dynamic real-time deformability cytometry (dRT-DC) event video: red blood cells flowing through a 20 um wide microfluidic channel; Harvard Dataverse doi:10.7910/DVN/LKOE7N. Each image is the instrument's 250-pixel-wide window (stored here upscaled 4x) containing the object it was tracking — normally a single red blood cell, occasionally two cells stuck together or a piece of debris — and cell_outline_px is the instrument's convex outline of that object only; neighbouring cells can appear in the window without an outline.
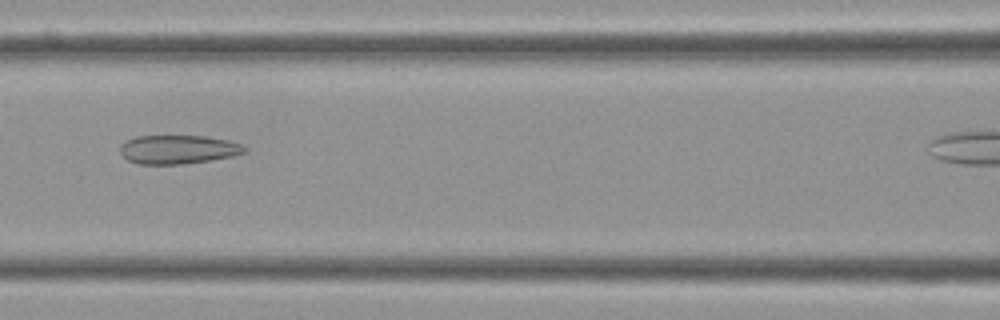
{"species": "Egyptian fruit bat (a non-hibernating species)", "species_latin": "Rousettus aegyptiacus", "temperature_condition": "cold", "stored_images_in_passage": 42, "camera_frame_rate_fps": 3000, "um_per_image_px": 0.085, "frame": {"image": 1, "passage_image": 20, "time_ms": 6.333, "image_size_px": [1000, 320], "cell_outline_px": [[248, 152], [232, 156], [208, 160], [180, 164], [140, 164], [128, 160], [120, 152], [120, 144], [136, 136], [204, 136], [228, 140], [240, 144], [248, 148]], "centroid_in_image_um": [15.15, 12.7], "position_along_channel_um": 151.4, "area_um2": 20.75}}
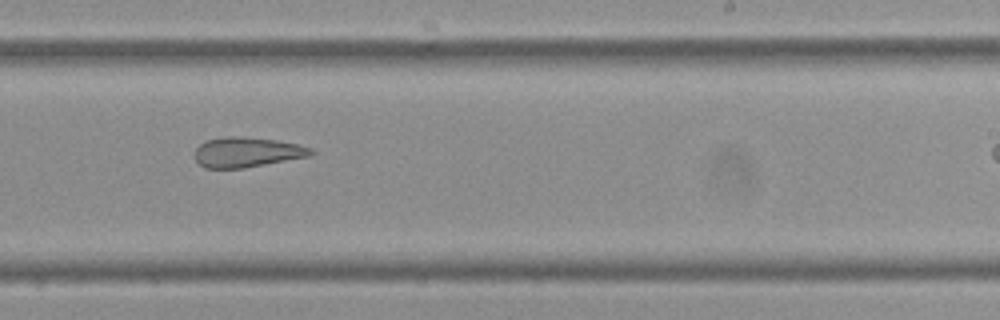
{"frame": {"image": 2, "passage_image": 30, "time_ms": 9.667, "image_size_px": [1000, 320], "cell_outline_px": [[316, 152], [312, 156], [244, 168], [204, 168], [196, 160], [196, 148], [200, 144], [208, 140], [224, 136], [244, 136], [276, 140], [296, 144], [312, 148]], "centroid_in_image_um": [21.03, 12.93], "position_along_channel_um": 268.0, "area_um2": 20.4}}
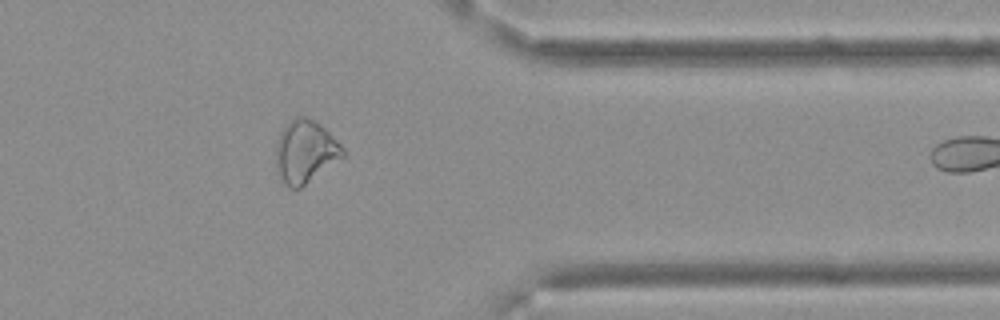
{"frame": {"image": 3, "passage_image": 41, "time_ms": 13.333, "image_size_px": [1000, 320], "cell_outline_px": [[344, 156], [300, 188], [288, 188], [280, 176], [276, 164], [276, 144], [280, 132], [284, 124], [296, 116], [308, 116], [320, 124], [344, 148]], "centroid_in_image_um": [25.93, 12.85], "position_along_channel_um": 385.5, "area_um2": 24.28}}